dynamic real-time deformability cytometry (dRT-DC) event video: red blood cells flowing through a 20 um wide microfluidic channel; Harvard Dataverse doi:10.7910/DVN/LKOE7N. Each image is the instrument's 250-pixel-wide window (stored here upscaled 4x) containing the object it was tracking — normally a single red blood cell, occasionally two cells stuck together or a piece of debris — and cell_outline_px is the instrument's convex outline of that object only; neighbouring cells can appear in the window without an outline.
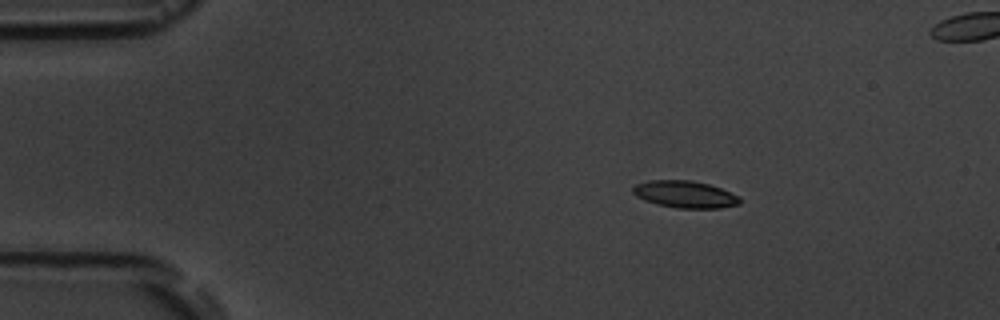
{"species": "common noctule bat (a hibernating species)", "species_latin": "Nyctalus noctula", "temperature_condition": "room temperature", "stored_images_in_passage": 4, "camera_frame_rate_fps": 3000, "um_per_image_px": 0.085, "animal": {"sex": "male", "body_mass_g": 19.5, "forearm_length_mm": 54.6}, "frame": {"image": 1, "passage_image": 1, "time_ms": 0.0, "image_size_px": [1000, 320], "cell_outline_px": [[740, 204], [720, 208], [676, 208], [656, 204], [644, 200], [636, 196], [632, 192], [632, 188], [636, 184], [648, 180], [692, 180], [708, 184], [720, 188], [740, 196]], "centroid_in_image_um": [58.21, 16.52], "position_along_channel_um": 26.8, "area_um2": 16.94}}